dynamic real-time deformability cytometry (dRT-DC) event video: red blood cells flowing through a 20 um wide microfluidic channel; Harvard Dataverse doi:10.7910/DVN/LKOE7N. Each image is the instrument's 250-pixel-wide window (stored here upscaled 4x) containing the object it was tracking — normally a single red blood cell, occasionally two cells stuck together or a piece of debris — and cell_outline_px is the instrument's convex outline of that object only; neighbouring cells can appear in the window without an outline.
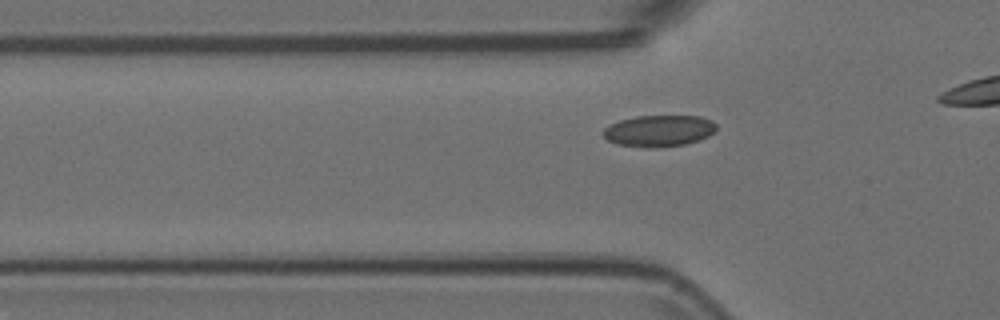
{"species": "Egyptian fruit bat (a non-hibernating species)", "species_latin": "Rousettus aegyptiacus", "temperature_condition": "room temperature", "stored_images_in_passage": 25, "camera_frame_rate_fps": 3000, "um_per_image_px": 0.085, "animal": {"sex": "female"}, "frame": {"image": 1, "passage_image": 12, "time_ms": 3.667, "image_size_px": [1000, 320], "cell_outline_px": [[716, 128], [708, 136], [684, 144], [656, 148], [644, 148], [616, 144], [608, 140], [604, 136], [604, 128], [608, 124], [620, 120], [636, 116], [700, 116], [712, 120], [716, 124]], "centroid_in_image_um": [55.98, 11.12], "position_along_channel_um": 69.8, "area_um2": 20.75}}
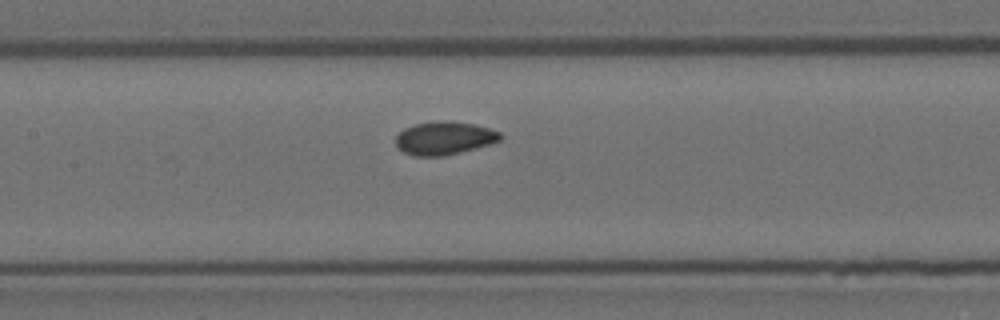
{"frame": {"image": 2, "passage_image": 20, "time_ms": 6.333, "image_size_px": [1000, 320], "cell_outline_px": [[504, 136], [500, 140], [488, 144], [460, 152], [444, 156], [412, 156], [396, 148], [396, 136], [404, 128], [416, 124], [436, 120], [440, 120], [472, 124], [488, 128], [500, 132]], "centroid_in_image_um": [37.73, 11.74], "position_along_channel_um": 169.7, "area_um2": 20.11}}
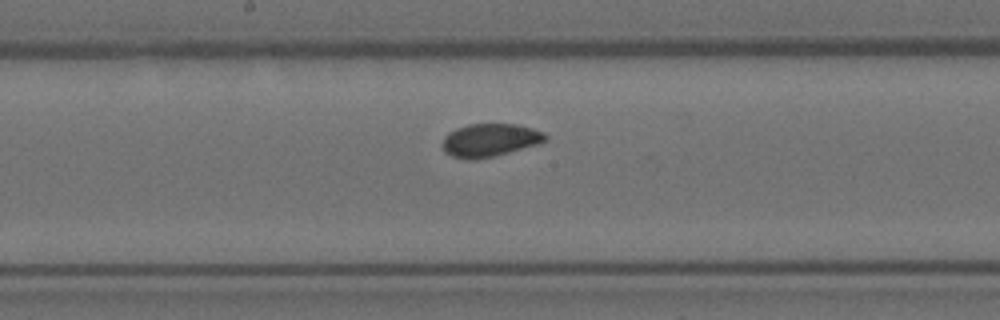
{"frame": {"image": 3, "passage_image": 23, "time_ms": 7.333, "image_size_px": [1000, 320], "cell_outline_px": [[548, 140], [540, 144], [492, 156], [472, 160], [468, 160], [452, 156], [444, 152], [440, 144], [444, 136], [448, 132], [456, 128], [468, 124], [516, 124], [532, 128], [544, 132], [548, 136]], "centroid_in_image_um": [41.62, 11.91], "position_along_channel_um": 206.6, "area_um2": 20.06}}